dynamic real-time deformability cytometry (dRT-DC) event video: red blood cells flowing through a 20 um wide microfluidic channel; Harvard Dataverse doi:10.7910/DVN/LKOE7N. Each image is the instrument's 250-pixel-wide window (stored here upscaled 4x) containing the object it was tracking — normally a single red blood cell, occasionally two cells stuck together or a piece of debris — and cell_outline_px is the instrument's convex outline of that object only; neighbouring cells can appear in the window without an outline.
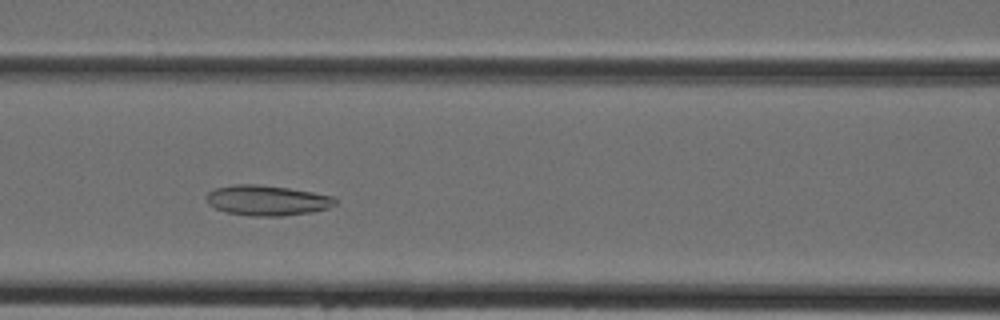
{"species": "Egyptian fruit bat (a non-hibernating species)", "species_latin": "Rousettus aegyptiacus", "temperature_condition": "cold", "stored_images_in_passage": 23, "camera_frame_rate_fps": 3000, "um_per_image_px": 0.085, "animal": {"sex": "female"}, "frame": {"image": 1, "passage_image": 14, "time_ms": 4.333, "image_size_px": [1000, 320], "cell_outline_px": [[336, 204], [328, 208], [312, 212], [280, 216], [252, 216], [228, 212], [216, 208], [208, 204], [208, 192], [216, 188], [232, 184], [256, 184], [288, 188], [312, 192], [332, 196], [336, 200]], "centroid_in_image_um": [22.71, 17.03], "position_along_channel_um": 143.9, "area_um2": 22.48}}
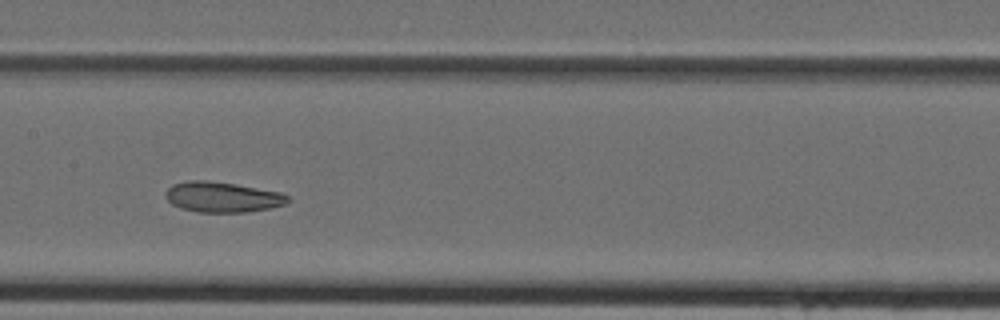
{"frame": {"image": 2, "passage_image": 17, "time_ms": 5.333, "image_size_px": [1000, 320], "cell_outline_px": [[292, 200], [284, 204], [272, 208], [248, 212], [196, 212], [180, 208], [172, 204], [164, 196], [164, 192], [172, 184], [188, 180], [208, 180], [236, 184], [280, 192], [288, 196]], "centroid_in_image_um": [18.89, 16.75], "position_along_channel_um": 188.5, "area_um2": 21.91}}
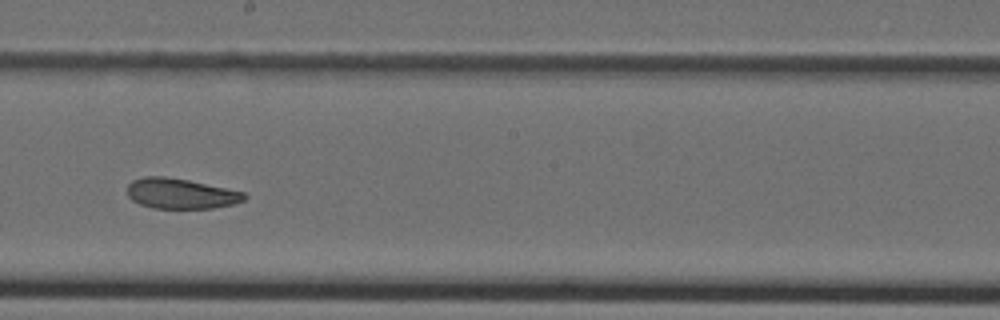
{"frame": {"image": 3, "passage_image": 20, "time_ms": 6.333, "image_size_px": [1000, 320], "cell_outline_px": [[248, 196], [244, 200], [232, 204], [212, 208], [152, 208], [140, 204], [132, 200], [128, 196], [128, 184], [132, 180], [144, 176], [164, 176], [188, 180], [244, 192]], "centroid_in_image_um": [15.34, 16.45], "position_along_channel_um": 232.9, "area_um2": 20.58}}